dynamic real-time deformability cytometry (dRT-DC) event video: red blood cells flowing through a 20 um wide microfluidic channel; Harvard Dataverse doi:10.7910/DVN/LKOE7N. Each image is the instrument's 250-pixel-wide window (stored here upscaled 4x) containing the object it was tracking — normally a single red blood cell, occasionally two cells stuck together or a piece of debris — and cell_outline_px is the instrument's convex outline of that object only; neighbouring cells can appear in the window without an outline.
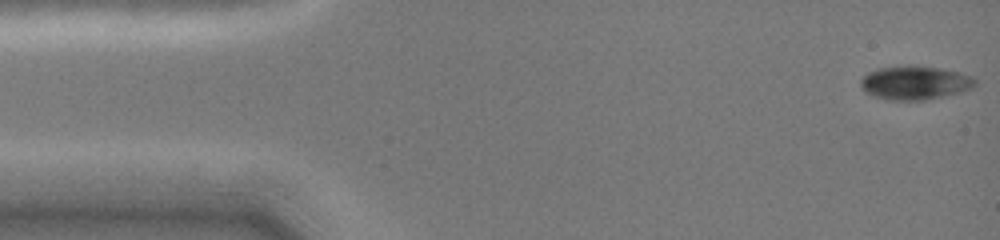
{"species": "common noctule bat (a hibernating species)", "species_latin": "Nyctalus noctula", "temperature_condition": "cold", "stored_images_in_passage": 47, "camera_frame_rate_fps": 3000, "um_per_image_px": 0.085, "animal": {"sex": "female", "body_mass_g": 19.0, "forearm_length_mm": 51.5}, "frame": {"image": 1, "passage_image": 1, "time_ms": 0.0, "image_size_px": [1000, 240], "cell_outline_px": [[976, 84], [972, 88], [960, 92], [924, 100], [888, 100], [876, 96], [868, 92], [860, 84], [860, 80], [868, 72], [876, 68], [908, 64], [916, 64], [940, 68], [960, 72], [972, 76], [976, 80]], "centroid_in_image_um": [77.79, 7.0], "position_along_channel_um": 7.2, "area_um2": 22.66}}
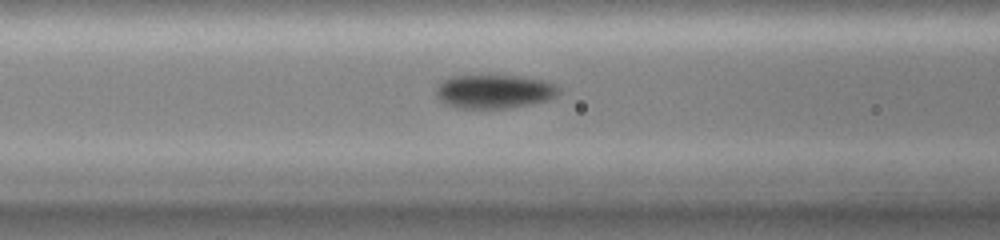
{"frame": {"image": 2, "passage_image": 18, "time_ms": 5.667, "image_size_px": [1000, 240], "cell_outline_px": [[560, 92], [556, 96], [548, 100], [532, 104], [508, 108], [456, 108], [444, 104], [436, 96], [436, 88], [440, 80], [452, 76], [516, 76], [544, 80], [556, 84], [560, 88]], "centroid_in_image_um": [42.0, 7.78], "position_along_channel_um": 124.6, "area_um2": 24.39}}
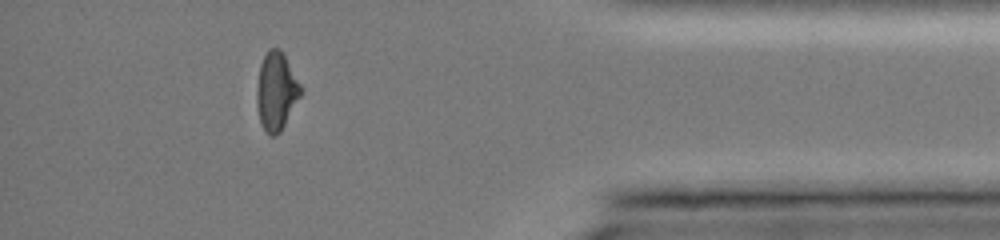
{"frame": {"image": 3, "passage_image": 41, "time_ms": 13.333, "image_size_px": [1000, 240], "cell_outline_px": [[300, 96], [280, 132], [276, 136], [272, 136], [264, 128], [260, 120], [256, 104], [256, 88], [260, 64], [268, 48], [280, 48], [300, 84]], "centroid_in_image_um": [23.45, 7.74], "position_along_channel_um": 411.7, "area_um2": 19.59}, "authors_computed_cell_mechanics": {"area_um2": 22.5998, "velocity_mm_per_s": 4.0823, "shape_relaxation_time_tau1_ms": 3.3381, "shape_relaxation_time_tau2_ms": null, "deformation_change_tau1": 0.1181, "deformation_change_tau2": null}}